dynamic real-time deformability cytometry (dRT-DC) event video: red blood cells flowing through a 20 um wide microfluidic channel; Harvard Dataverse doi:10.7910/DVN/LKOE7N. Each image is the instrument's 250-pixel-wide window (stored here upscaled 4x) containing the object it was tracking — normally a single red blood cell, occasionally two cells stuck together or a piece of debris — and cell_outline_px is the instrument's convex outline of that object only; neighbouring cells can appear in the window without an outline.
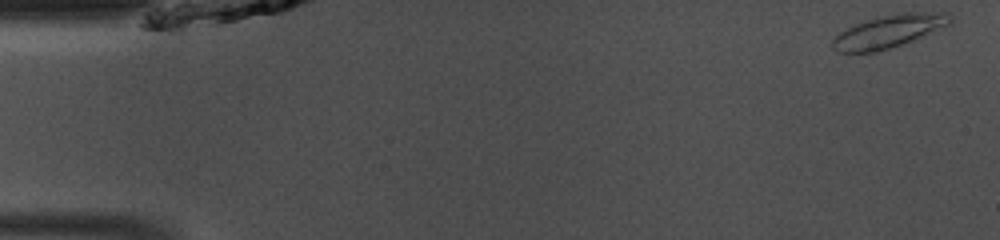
{"species": "common noctule bat (a hibernating species)", "species_latin": "Nyctalus noctula", "temperature_condition": "room temperature", "stored_images_in_passage": 47, "camera_frame_rate_fps": 3000, "um_per_image_px": 0.085, "animal": {"sex": "male", "body_mass_g": 13.0, "forearm_length_mm": 53.1}, "frame": {"image": 1, "passage_image": 1, "time_ms": 0.0, "image_size_px": [1000, 240], "cell_outline_px": [[952, 24], [912, 40], [876, 52], [836, 52], [832, 48], [832, 40], [840, 32], [864, 20], [876, 16], [900, 12], [948, 12], [952, 16]], "centroid_in_image_um": [75.57, 2.63], "position_along_channel_um": 9.4, "area_um2": 22.54}}
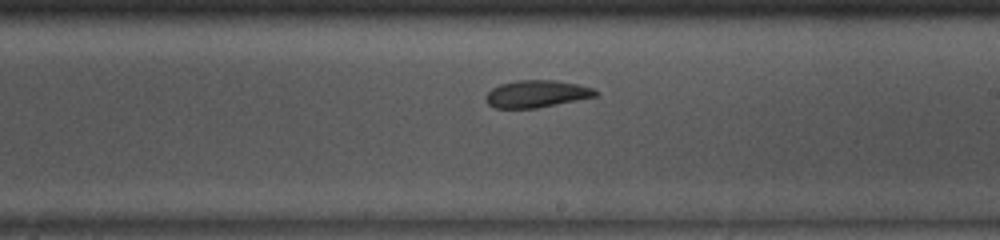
{"frame": {"image": 2, "passage_image": 27, "time_ms": 8.667, "image_size_px": [1000, 240], "cell_outline_px": [[600, 92], [596, 96], [536, 108], [496, 108], [488, 104], [484, 100], [484, 96], [492, 88], [500, 84], [520, 80], [556, 80], [576, 84], [592, 88]], "centroid_in_image_um": [45.58, 7.98], "position_along_channel_um": 243.4, "area_um2": 17.28}}
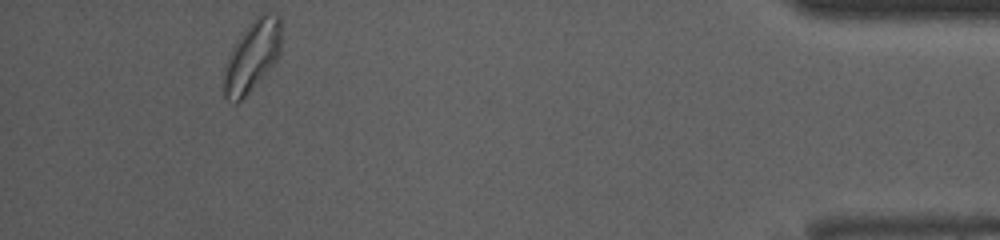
{"frame": {"image": 3, "passage_image": 44, "time_ms": 14.333, "image_size_px": [1000, 240], "cell_outline_px": [[280, 56], [248, 92], [236, 104], [232, 104], [224, 96], [224, 72], [232, 48], [236, 40], [252, 20], [260, 12], [268, 12], [280, 16]], "centroid_in_image_um": [21.43, 4.73], "position_along_channel_um": 413.8, "area_um2": 23.35}, "authors_computed_cell_mechanics": {"area_um2": 19.1318, "velocity_mm_per_s": 4.0974, "shape_relaxation_time_tau1_ms": 4.1028, "shape_relaxation_time_tau2_ms": null, "deformation_change_tau1": 0.1269, "deformation_change_tau2": null}}